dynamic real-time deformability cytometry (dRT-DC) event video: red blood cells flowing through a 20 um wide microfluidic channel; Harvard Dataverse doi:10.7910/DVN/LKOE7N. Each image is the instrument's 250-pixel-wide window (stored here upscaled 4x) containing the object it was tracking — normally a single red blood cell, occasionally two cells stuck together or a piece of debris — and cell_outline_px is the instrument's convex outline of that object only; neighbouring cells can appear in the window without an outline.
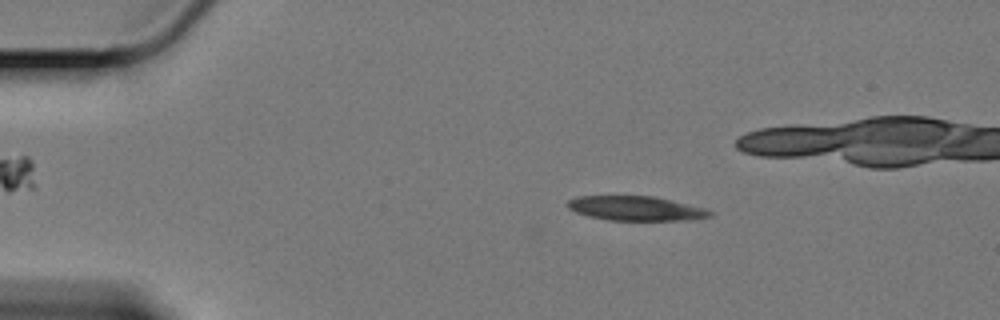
{"species": "Egyptian fruit bat (a non-hibernating species)", "species_latin": "Rousettus aegyptiacus", "temperature_condition": "cold", "stored_images_in_passage": 53, "camera_frame_rate_fps": 3000, "um_per_image_px": 0.085, "animal": {"sex": "female"}, "frame": {"image": 1, "passage_image": 4, "time_ms": 1.0, "image_size_px": [1000, 320], "cell_outline_px": [[712, 216], [680, 220], [608, 220], [588, 216], [576, 212], [568, 208], [564, 204], [568, 200], [576, 196], [656, 196], [704, 208], [712, 212]], "centroid_in_image_um": [53.98, 17.7], "position_along_channel_um": 31.0, "area_um2": 20.23}}
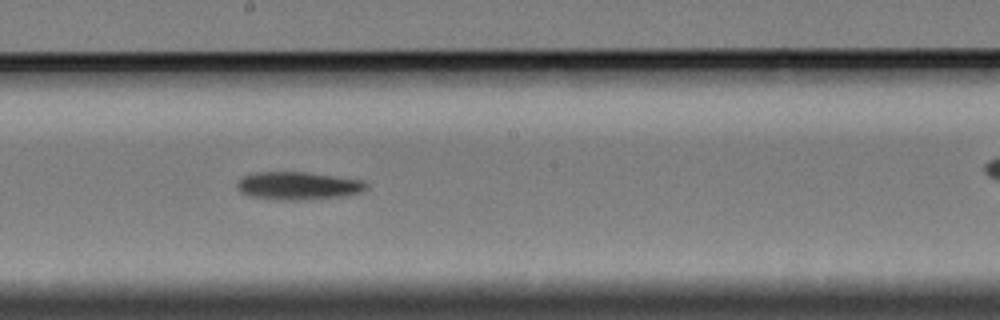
{"frame": {"image": 2, "passage_image": 26, "time_ms": 8.333, "image_size_px": [1000, 320], "cell_outline_px": [[368, 188], [364, 192], [344, 196], [296, 200], [276, 200], [248, 196], [240, 192], [236, 188], [236, 184], [244, 176], [252, 172], [308, 172], [364, 180], [368, 184]], "centroid_in_image_um": [25.36, 15.79], "position_along_channel_um": 222.8, "area_um2": 21.33}}
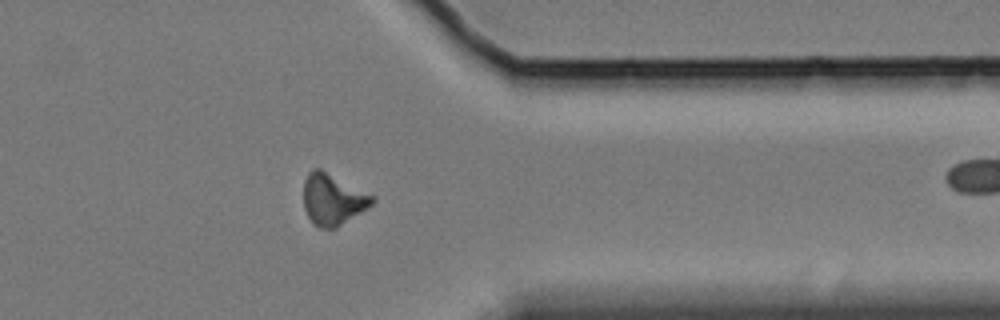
{"frame": {"image": 3, "passage_image": 41, "time_ms": 13.333, "image_size_px": [1000, 320], "cell_outline_px": [[376, 200], [368, 208], [336, 228], [316, 228], [312, 224], [304, 208], [304, 180], [308, 172], [312, 168], [320, 168], [376, 196]], "centroid_in_image_um": [28.29, 16.95], "position_along_channel_um": 383.1, "area_um2": 20.81}}